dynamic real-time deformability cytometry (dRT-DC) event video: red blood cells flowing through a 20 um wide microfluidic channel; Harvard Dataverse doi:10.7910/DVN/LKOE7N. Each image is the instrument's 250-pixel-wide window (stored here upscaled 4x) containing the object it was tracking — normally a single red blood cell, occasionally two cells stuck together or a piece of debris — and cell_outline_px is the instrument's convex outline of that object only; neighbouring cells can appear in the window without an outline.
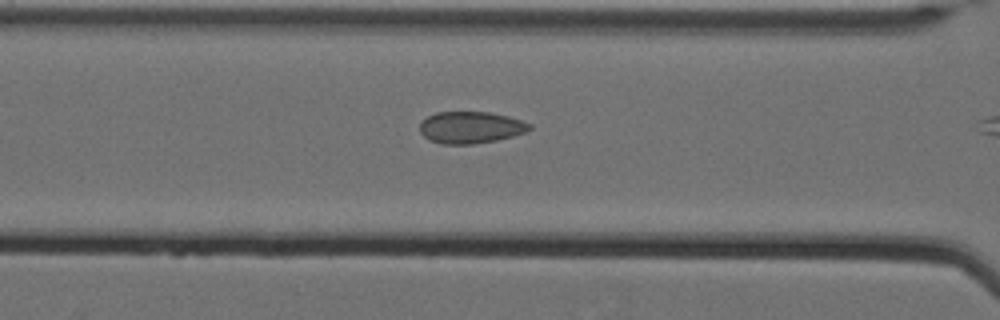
{"species": "Egyptian fruit bat (a non-hibernating species)", "species_latin": "Rousettus aegyptiacus", "temperature_condition": "cold", "stored_images_in_passage": 5, "camera_frame_rate_fps": 3000, "um_per_image_px": 0.085, "animal": {"sex": "female"}, "frame": {"image": 1, "passage_image": 3, "time_ms": 0.667, "image_size_px": [1000, 320], "cell_outline_px": [[532, 128], [524, 132], [512, 136], [496, 140], [472, 144], [444, 144], [428, 140], [420, 132], [420, 124], [428, 116], [436, 112], [488, 112], [508, 116], [532, 124]], "centroid_in_image_um": [40.0, 10.83], "position_along_channel_um": 126.6, "area_um2": 20.23}}